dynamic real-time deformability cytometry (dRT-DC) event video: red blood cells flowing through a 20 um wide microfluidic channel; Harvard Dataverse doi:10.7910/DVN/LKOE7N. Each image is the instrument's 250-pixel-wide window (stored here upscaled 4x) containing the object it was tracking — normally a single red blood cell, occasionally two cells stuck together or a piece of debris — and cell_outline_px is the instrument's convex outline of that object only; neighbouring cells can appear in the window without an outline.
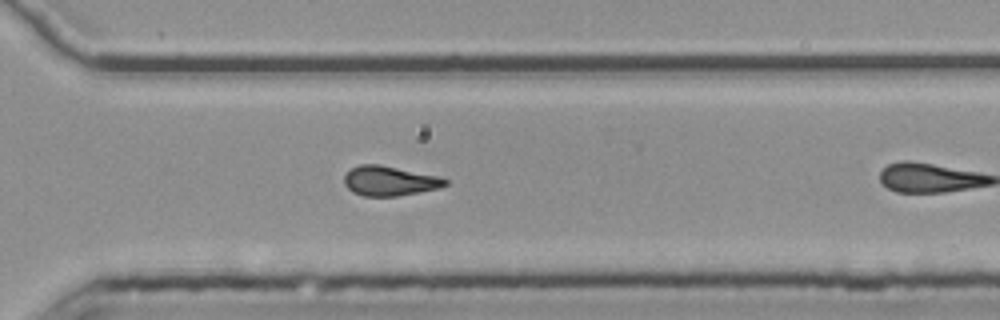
{"species": "common noctule bat (a hibernating species)", "species_latin": "Nyctalus noctula", "temperature_condition": "room temperature", "stored_images_in_passage": 27, "camera_frame_rate_fps": 3000, "um_per_image_px": 0.085, "animal": {"sex": "female", "body_mass_g": 25.1}, "frame": {"image": 1, "passage_image": 23, "time_ms": 7.333, "image_size_px": [1000, 320], "cell_outline_px": [[448, 184], [440, 188], [396, 196], [364, 196], [352, 192], [344, 184], [344, 176], [352, 168], [360, 164], [380, 164], [436, 176], [448, 180]], "centroid_in_image_um": [33.09, 15.38], "position_along_channel_um": 337.5, "area_um2": 17.34}}